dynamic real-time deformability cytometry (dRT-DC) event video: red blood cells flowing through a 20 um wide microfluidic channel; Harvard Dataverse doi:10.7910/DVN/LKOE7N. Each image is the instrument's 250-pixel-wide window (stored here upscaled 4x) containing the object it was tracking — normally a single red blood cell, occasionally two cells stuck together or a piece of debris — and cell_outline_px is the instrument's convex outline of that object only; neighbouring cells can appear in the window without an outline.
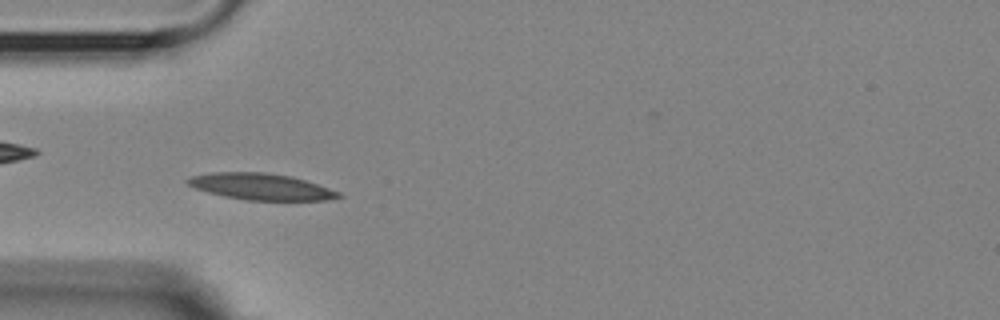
{"species": "Egyptian fruit bat (a non-hibernating species)", "species_latin": "Rousettus aegyptiacus", "temperature_condition": "room temperature", "stored_images_in_passage": 40, "camera_frame_rate_fps": 3000, "um_per_image_px": 0.085, "animal": {"sex": "female"}, "frame": {"image": 1, "passage_image": 1, "time_ms": 0.0, "image_size_px": [1000, 320], "cell_outline_px": [[344, 196], [324, 200], [248, 200], [224, 196], [208, 192], [196, 188], [188, 184], [184, 180], [188, 176], [212, 172], [264, 172], [292, 176], [340, 192]], "centroid_in_image_um": [22.14, 15.85], "position_along_channel_um": 62.9, "area_um2": 23.12}}
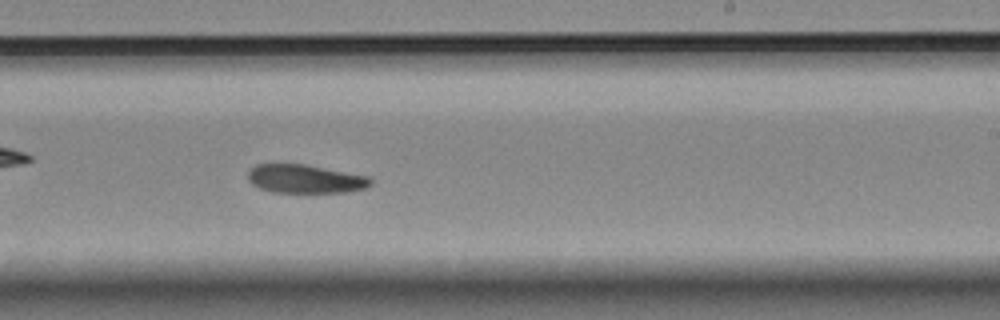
{"frame": {"image": 2, "passage_image": 18, "time_ms": 5.667, "image_size_px": [1000, 320], "cell_outline_px": [[372, 184], [364, 188], [344, 192], [272, 192], [260, 188], [252, 184], [248, 180], [248, 172], [256, 164], [304, 164], [368, 176], [372, 180]], "centroid_in_image_um": [25.92, 15.2], "position_along_channel_um": 263.1, "area_um2": 20.23}}
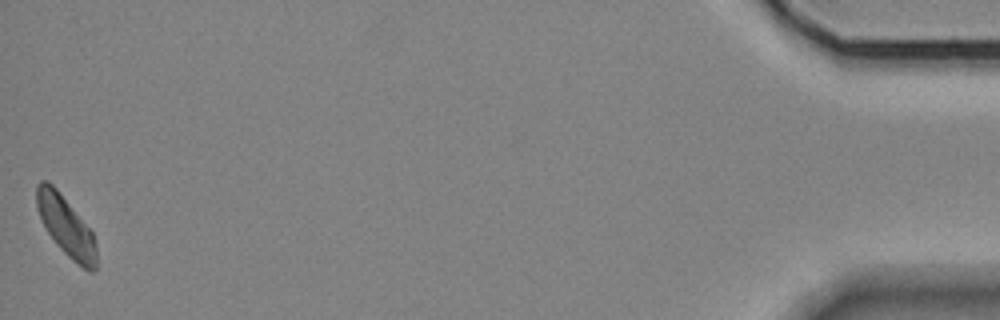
{"frame": {"image": 3, "passage_image": 40, "time_ms": 13.0, "image_size_px": [1000, 320], "cell_outline_px": [[96, 268], [92, 272], [88, 272], [72, 260], [56, 244], [48, 232], [36, 208], [36, 184], [40, 180], [44, 180], [52, 184], [56, 188], [92, 232], [96, 244]], "centroid_in_image_um": [5.6, 19.23], "position_along_channel_um": 429.6, "area_um2": 20.52}}